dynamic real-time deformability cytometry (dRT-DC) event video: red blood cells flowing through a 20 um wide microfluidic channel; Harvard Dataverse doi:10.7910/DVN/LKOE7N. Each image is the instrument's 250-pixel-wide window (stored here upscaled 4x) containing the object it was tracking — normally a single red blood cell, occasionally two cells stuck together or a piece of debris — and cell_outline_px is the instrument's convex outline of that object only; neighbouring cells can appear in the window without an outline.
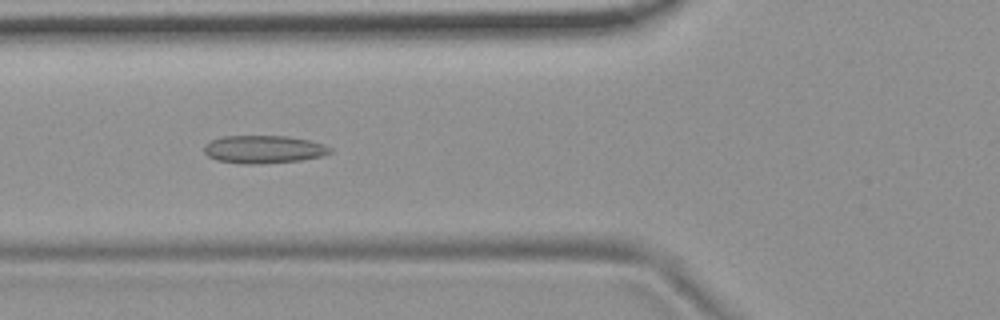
{"species": "common noctule bat (a hibernating species)", "species_latin": "Nyctalus noctula", "temperature_condition": "room temperature", "stored_images_in_passage": 46, "camera_frame_rate_fps": 3000, "um_per_image_px": 0.085, "animal": {"sex": "female", "body_mass_g": 19.9}, "frame": {"image": 1, "passage_image": 11, "time_ms": 3.333, "image_size_px": [1000, 320], "cell_outline_px": [[332, 152], [320, 156], [300, 160], [260, 164], [240, 164], [216, 160], [208, 156], [204, 152], [204, 144], [220, 136], [284, 136], [308, 140], [324, 144], [332, 148]], "centroid_in_image_um": [22.37, 12.7], "position_along_channel_um": 103.4, "area_um2": 20.52}}
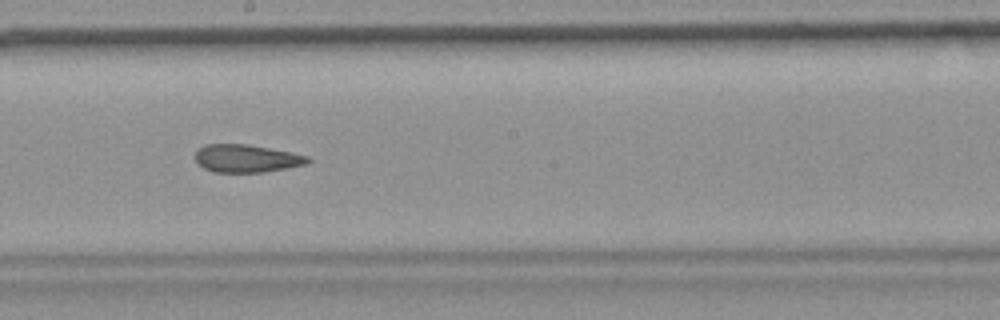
{"frame": {"image": 2, "passage_image": 21, "time_ms": 6.667, "image_size_px": [1000, 320], "cell_outline_px": [[312, 160], [304, 164], [264, 172], [212, 172], [196, 164], [196, 148], [204, 144], [248, 144], [292, 152], [308, 156]], "centroid_in_image_um": [20.9, 13.46], "position_along_channel_um": 227.3, "area_um2": 18.32}}
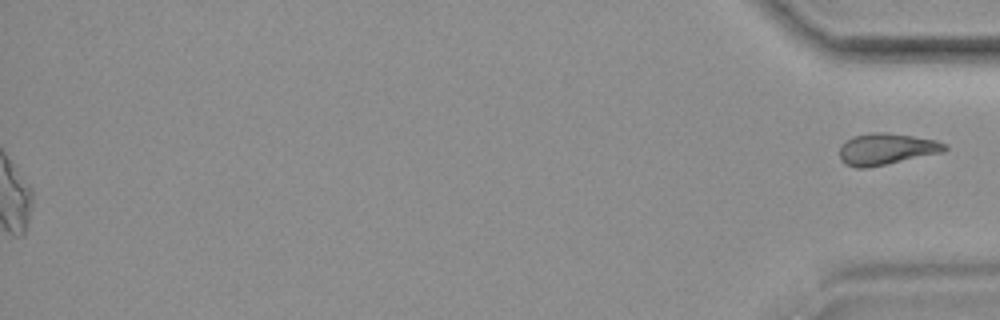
{"frame": {"image": 3, "passage_image": 46, "time_ms": 15.0, "image_size_px": [1000, 320], "cell_outline_px": [[948, 148], [944, 152], [868, 168], [856, 168], [844, 164], [840, 160], [840, 148], [852, 136], [872, 132], [880, 132], [912, 136], [936, 140], [948, 144]], "centroid_in_image_um": [75.36, 12.68], "position_along_channel_um": 359.8, "area_um2": 19.31}}